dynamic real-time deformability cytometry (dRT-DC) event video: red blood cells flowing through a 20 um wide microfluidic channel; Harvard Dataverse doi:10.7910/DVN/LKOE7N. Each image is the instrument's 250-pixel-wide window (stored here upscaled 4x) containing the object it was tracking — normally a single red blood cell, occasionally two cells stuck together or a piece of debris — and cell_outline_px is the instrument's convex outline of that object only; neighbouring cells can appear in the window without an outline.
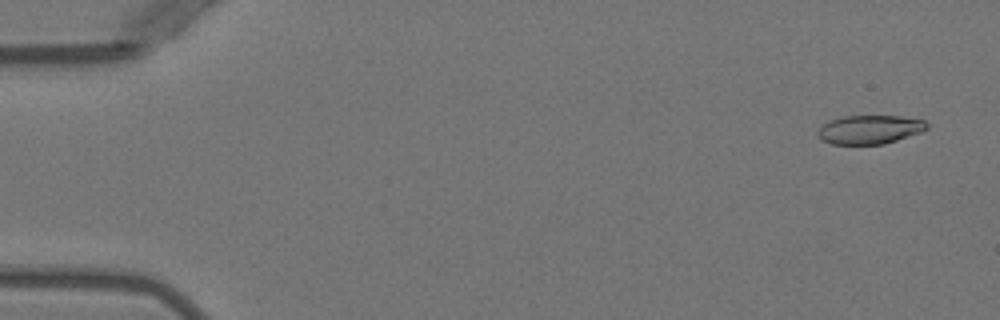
{"species": "Egyptian fruit bat (a non-hibernating species)", "species_latin": "Rousettus aegyptiacus", "temperature_condition": "warm", "stored_images_in_passage": 6, "camera_frame_rate_fps": 3000, "um_per_image_px": 0.085, "animal": {"sex": "female"}, "frame": {"image": 1, "passage_image": 1, "time_ms": 0.0, "image_size_px": [1000, 320], "cell_outline_px": [[928, 128], [920, 132], [884, 144], [832, 144], [820, 140], [816, 136], [816, 132], [820, 124], [844, 116], [900, 116], [924, 120], [928, 124]], "centroid_in_image_um": [73.86, 11.01], "position_along_channel_um": 11.1, "area_um2": 18.38}}
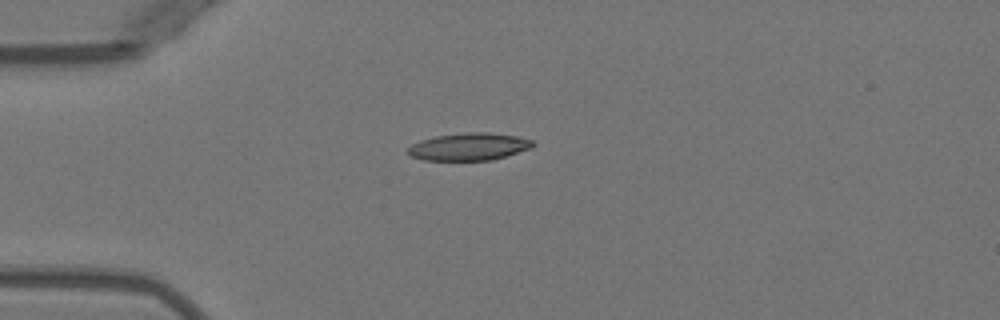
{"frame": {"image": 2, "passage_image": 4, "time_ms": 3.667, "image_size_px": [1000, 320], "cell_outline_px": [[536, 144], [532, 148], [492, 160], [424, 160], [412, 156], [408, 152], [408, 148], [412, 144], [420, 140], [436, 136], [468, 132], [488, 132], [516, 136], [532, 140]], "centroid_in_image_um": [39.89, 12.46], "position_along_channel_um": 45.1, "area_um2": 19.88}}